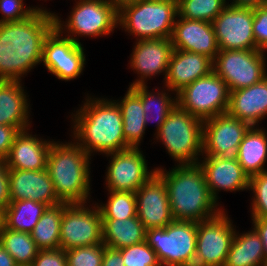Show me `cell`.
Returning <instances> with one entry per match:
<instances>
[{
	"mask_svg": "<svg viewBox=\"0 0 267 266\" xmlns=\"http://www.w3.org/2000/svg\"><path fill=\"white\" fill-rule=\"evenodd\" d=\"M203 123L176 105L154 134L155 139L162 142L177 165L198 164V157L203 155Z\"/></svg>",
	"mask_w": 267,
	"mask_h": 266,
	"instance_id": "8992f818",
	"label": "cell"
},
{
	"mask_svg": "<svg viewBox=\"0 0 267 266\" xmlns=\"http://www.w3.org/2000/svg\"><path fill=\"white\" fill-rule=\"evenodd\" d=\"M0 266H18L14 258L0 244Z\"/></svg>",
	"mask_w": 267,
	"mask_h": 266,
	"instance_id": "7dc6e473",
	"label": "cell"
},
{
	"mask_svg": "<svg viewBox=\"0 0 267 266\" xmlns=\"http://www.w3.org/2000/svg\"><path fill=\"white\" fill-rule=\"evenodd\" d=\"M197 223L173 220L163 228L146 230V242L162 266H194Z\"/></svg>",
	"mask_w": 267,
	"mask_h": 266,
	"instance_id": "ba28073f",
	"label": "cell"
},
{
	"mask_svg": "<svg viewBox=\"0 0 267 266\" xmlns=\"http://www.w3.org/2000/svg\"><path fill=\"white\" fill-rule=\"evenodd\" d=\"M253 33L258 50L267 49V5L254 8Z\"/></svg>",
	"mask_w": 267,
	"mask_h": 266,
	"instance_id": "ab89813d",
	"label": "cell"
},
{
	"mask_svg": "<svg viewBox=\"0 0 267 266\" xmlns=\"http://www.w3.org/2000/svg\"><path fill=\"white\" fill-rule=\"evenodd\" d=\"M175 95L180 108L204 121L227 113L230 91L226 82L211 71Z\"/></svg>",
	"mask_w": 267,
	"mask_h": 266,
	"instance_id": "9c48e42d",
	"label": "cell"
},
{
	"mask_svg": "<svg viewBox=\"0 0 267 266\" xmlns=\"http://www.w3.org/2000/svg\"><path fill=\"white\" fill-rule=\"evenodd\" d=\"M102 266H125L121 252L118 249L105 247Z\"/></svg>",
	"mask_w": 267,
	"mask_h": 266,
	"instance_id": "ee69618b",
	"label": "cell"
},
{
	"mask_svg": "<svg viewBox=\"0 0 267 266\" xmlns=\"http://www.w3.org/2000/svg\"><path fill=\"white\" fill-rule=\"evenodd\" d=\"M31 266H68L66 252L63 249L39 250Z\"/></svg>",
	"mask_w": 267,
	"mask_h": 266,
	"instance_id": "60d3db41",
	"label": "cell"
},
{
	"mask_svg": "<svg viewBox=\"0 0 267 266\" xmlns=\"http://www.w3.org/2000/svg\"><path fill=\"white\" fill-rule=\"evenodd\" d=\"M135 196L137 217L146 230L166 227L174 220L166 183L157 173L135 192Z\"/></svg>",
	"mask_w": 267,
	"mask_h": 266,
	"instance_id": "e0dca14e",
	"label": "cell"
},
{
	"mask_svg": "<svg viewBox=\"0 0 267 266\" xmlns=\"http://www.w3.org/2000/svg\"><path fill=\"white\" fill-rule=\"evenodd\" d=\"M23 0H0V23L21 21L30 17L39 7H24Z\"/></svg>",
	"mask_w": 267,
	"mask_h": 266,
	"instance_id": "f35d334b",
	"label": "cell"
},
{
	"mask_svg": "<svg viewBox=\"0 0 267 266\" xmlns=\"http://www.w3.org/2000/svg\"><path fill=\"white\" fill-rule=\"evenodd\" d=\"M47 207L44 203L29 199L11 201L5 209L4 226L30 234Z\"/></svg>",
	"mask_w": 267,
	"mask_h": 266,
	"instance_id": "4dcf8cb0",
	"label": "cell"
},
{
	"mask_svg": "<svg viewBox=\"0 0 267 266\" xmlns=\"http://www.w3.org/2000/svg\"><path fill=\"white\" fill-rule=\"evenodd\" d=\"M105 245L96 244L65 250L68 266H102Z\"/></svg>",
	"mask_w": 267,
	"mask_h": 266,
	"instance_id": "8d00e7d4",
	"label": "cell"
},
{
	"mask_svg": "<svg viewBox=\"0 0 267 266\" xmlns=\"http://www.w3.org/2000/svg\"><path fill=\"white\" fill-rule=\"evenodd\" d=\"M253 20V8L228 4L212 21L219 50H258Z\"/></svg>",
	"mask_w": 267,
	"mask_h": 266,
	"instance_id": "5bb4252c",
	"label": "cell"
},
{
	"mask_svg": "<svg viewBox=\"0 0 267 266\" xmlns=\"http://www.w3.org/2000/svg\"><path fill=\"white\" fill-rule=\"evenodd\" d=\"M0 244L14 258L18 266H31L39 249L31 234L7 229H0Z\"/></svg>",
	"mask_w": 267,
	"mask_h": 266,
	"instance_id": "d6a6232c",
	"label": "cell"
},
{
	"mask_svg": "<svg viewBox=\"0 0 267 266\" xmlns=\"http://www.w3.org/2000/svg\"><path fill=\"white\" fill-rule=\"evenodd\" d=\"M21 81L0 80V125L30 130L29 101Z\"/></svg>",
	"mask_w": 267,
	"mask_h": 266,
	"instance_id": "d4e9b609",
	"label": "cell"
},
{
	"mask_svg": "<svg viewBox=\"0 0 267 266\" xmlns=\"http://www.w3.org/2000/svg\"><path fill=\"white\" fill-rule=\"evenodd\" d=\"M138 85L130 87L141 99L143 109H144V121L147 124L148 121L155 120L156 123V132L159 130L161 125L165 122L168 114L176 107L177 97L171 98V94L168 93L171 91L166 87L167 92L163 91H150L148 86ZM169 91V92H168Z\"/></svg>",
	"mask_w": 267,
	"mask_h": 266,
	"instance_id": "f546056e",
	"label": "cell"
},
{
	"mask_svg": "<svg viewBox=\"0 0 267 266\" xmlns=\"http://www.w3.org/2000/svg\"><path fill=\"white\" fill-rule=\"evenodd\" d=\"M121 111L123 135L131 148H139L146 130L144 109L140 97L129 87L123 99L114 100Z\"/></svg>",
	"mask_w": 267,
	"mask_h": 266,
	"instance_id": "83f0119b",
	"label": "cell"
},
{
	"mask_svg": "<svg viewBox=\"0 0 267 266\" xmlns=\"http://www.w3.org/2000/svg\"><path fill=\"white\" fill-rule=\"evenodd\" d=\"M251 125L228 113L204 120L203 156H236Z\"/></svg>",
	"mask_w": 267,
	"mask_h": 266,
	"instance_id": "2e32d148",
	"label": "cell"
},
{
	"mask_svg": "<svg viewBox=\"0 0 267 266\" xmlns=\"http://www.w3.org/2000/svg\"><path fill=\"white\" fill-rule=\"evenodd\" d=\"M177 2L179 17L210 23L229 4L226 0H177Z\"/></svg>",
	"mask_w": 267,
	"mask_h": 266,
	"instance_id": "e575fe53",
	"label": "cell"
},
{
	"mask_svg": "<svg viewBox=\"0 0 267 266\" xmlns=\"http://www.w3.org/2000/svg\"><path fill=\"white\" fill-rule=\"evenodd\" d=\"M52 141L20 131L5 159L9 169L45 170Z\"/></svg>",
	"mask_w": 267,
	"mask_h": 266,
	"instance_id": "603a6c76",
	"label": "cell"
},
{
	"mask_svg": "<svg viewBox=\"0 0 267 266\" xmlns=\"http://www.w3.org/2000/svg\"><path fill=\"white\" fill-rule=\"evenodd\" d=\"M156 173L166 183L174 220L198 223L222 211L208 189L199 164H178L169 171L156 168Z\"/></svg>",
	"mask_w": 267,
	"mask_h": 266,
	"instance_id": "3957f363",
	"label": "cell"
},
{
	"mask_svg": "<svg viewBox=\"0 0 267 266\" xmlns=\"http://www.w3.org/2000/svg\"><path fill=\"white\" fill-rule=\"evenodd\" d=\"M63 217V202L48 206L31 234L39 250L60 249V228Z\"/></svg>",
	"mask_w": 267,
	"mask_h": 266,
	"instance_id": "1f68e13d",
	"label": "cell"
},
{
	"mask_svg": "<svg viewBox=\"0 0 267 266\" xmlns=\"http://www.w3.org/2000/svg\"><path fill=\"white\" fill-rule=\"evenodd\" d=\"M5 209L0 206V229L4 227Z\"/></svg>",
	"mask_w": 267,
	"mask_h": 266,
	"instance_id": "c3c4849f",
	"label": "cell"
},
{
	"mask_svg": "<svg viewBox=\"0 0 267 266\" xmlns=\"http://www.w3.org/2000/svg\"><path fill=\"white\" fill-rule=\"evenodd\" d=\"M9 188L11 201L29 199L48 206L61 203L46 169H9Z\"/></svg>",
	"mask_w": 267,
	"mask_h": 266,
	"instance_id": "44dd1931",
	"label": "cell"
},
{
	"mask_svg": "<svg viewBox=\"0 0 267 266\" xmlns=\"http://www.w3.org/2000/svg\"><path fill=\"white\" fill-rule=\"evenodd\" d=\"M232 220L224 209L216 216L197 223L194 266H224L235 236Z\"/></svg>",
	"mask_w": 267,
	"mask_h": 266,
	"instance_id": "7c38bea8",
	"label": "cell"
},
{
	"mask_svg": "<svg viewBox=\"0 0 267 266\" xmlns=\"http://www.w3.org/2000/svg\"><path fill=\"white\" fill-rule=\"evenodd\" d=\"M198 164L204 171L208 189L218 202V192L249 190L250 177L239 164L236 156H203Z\"/></svg>",
	"mask_w": 267,
	"mask_h": 266,
	"instance_id": "d6986e66",
	"label": "cell"
},
{
	"mask_svg": "<svg viewBox=\"0 0 267 266\" xmlns=\"http://www.w3.org/2000/svg\"><path fill=\"white\" fill-rule=\"evenodd\" d=\"M72 117L73 138L88 155L108 154L131 148L123 135V119L118 104L111 99L86 97Z\"/></svg>",
	"mask_w": 267,
	"mask_h": 266,
	"instance_id": "7a4b0ae2",
	"label": "cell"
},
{
	"mask_svg": "<svg viewBox=\"0 0 267 266\" xmlns=\"http://www.w3.org/2000/svg\"><path fill=\"white\" fill-rule=\"evenodd\" d=\"M224 266H265L263 243L254 228L235 236Z\"/></svg>",
	"mask_w": 267,
	"mask_h": 266,
	"instance_id": "f1b7e54d",
	"label": "cell"
},
{
	"mask_svg": "<svg viewBox=\"0 0 267 266\" xmlns=\"http://www.w3.org/2000/svg\"><path fill=\"white\" fill-rule=\"evenodd\" d=\"M231 3L229 5L235 6V7H244V8H256L261 5L266 4V0H233L230 1Z\"/></svg>",
	"mask_w": 267,
	"mask_h": 266,
	"instance_id": "bcb514c9",
	"label": "cell"
},
{
	"mask_svg": "<svg viewBox=\"0 0 267 266\" xmlns=\"http://www.w3.org/2000/svg\"><path fill=\"white\" fill-rule=\"evenodd\" d=\"M103 244L120 249L146 241V229L138 217L127 219H102Z\"/></svg>",
	"mask_w": 267,
	"mask_h": 266,
	"instance_id": "4316f807",
	"label": "cell"
},
{
	"mask_svg": "<svg viewBox=\"0 0 267 266\" xmlns=\"http://www.w3.org/2000/svg\"><path fill=\"white\" fill-rule=\"evenodd\" d=\"M107 203L97 204L102 219L125 220L137 216L136 196L134 192L108 190Z\"/></svg>",
	"mask_w": 267,
	"mask_h": 266,
	"instance_id": "836d02e7",
	"label": "cell"
},
{
	"mask_svg": "<svg viewBox=\"0 0 267 266\" xmlns=\"http://www.w3.org/2000/svg\"><path fill=\"white\" fill-rule=\"evenodd\" d=\"M10 202L9 168L5 160L0 158V206L6 209Z\"/></svg>",
	"mask_w": 267,
	"mask_h": 266,
	"instance_id": "7bdbcfd3",
	"label": "cell"
},
{
	"mask_svg": "<svg viewBox=\"0 0 267 266\" xmlns=\"http://www.w3.org/2000/svg\"><path fill=\"white\" fill-rule=\"evenodd\" d=\"M266 56L261 50H219L213 71L222 78L229 91L247 88L267 76Z\"/></svg>",
	"mask_w": 267,
	"mask_h": 266,
	"instance_id": "30bf717a",
	"label": "cell"
},
{
	"mask_svg": "<svg viewBox=\"0 0 267 266\" xmlns=\"http://www.w3.org/2000/svg\"><path fill=\"white\" fill-rule=\"evenodd\" d=\"M257 127L249 128L236 154L239 164L249 177L267 170V132Z\"/></svg>",
	"mask_w": 267,
	"mask_h": 266,
	"instance_id": "484cf974",
	"label": "cell"
},
{
	"mask_svg": "<svg viewBox=\"0 0 267 266\" xmlns=\"http://www.w3.org/2000/svg\"><path fill=\"white\" fill-rule=\"evenodd\" d=\"M253 228L259 234L265 253V265H267V218H252Z\"/></svg>",
	"mask_w": 267,
	"mask_h": 266,
	"instance_id": "f6af8a7d",
	"label": "cell"
},
{
	"mask_svg": "<svg viewBox=\"0 0 267 266\" xmlns=\"http://www.w3.org/2000/svg\"><path fill=\"white\" fill-rule=\"evenodd\" d=\"M227 113L251 126H259L267 115V76L247 88L231 91Z\"/></svg>",
	"mask_w": 267,
	"mask_h": 266,
	"instance_id": "cb8c5ba5",
	"label": "cell"
},
{
	"mask_svg": "<svg viewBox=\"0 0 267 266\" xmlns=\"http://www.w3.org/2000/svg\"><path fill=\"white\" fill-rule=\"evenodd\" d=\"M130 57V67L139 75V79L129 87L145 85L147 78L168 72V65L174 50L171 38L137 40ZM146 80V81H145Z\"/></svg>",
	"mask_w": 267,
	"mask_h": 266,
	"instance_id": "ac0fdd59",
	"label": "cell"
},
{
	"mask_svg": "<svg viewBox=\"0 0 267 266\" xmlns=\"http://www.w3.org/2000/svg\"><path fill=\"white\" fill-rule=\"evenodd\" d=\"M177 19L171 36L173 48L202 54L214 60L219 48L212 23L179 16Z\"/></svg>",
	"mask_w": 267,
	"mask_h": 266,
	"instance_id": "ffe728a7",
	"label": "cell"
},
{
	"mask_svg": "<svg viewBox=\"0 0 267 266\" xmlns=\"http://www.w3.org/2000/svg\"><path fill=\"white\" fill-rule=\"evenodd\" d=\"M41 62L59 80H74L84 70V47L54 27L45 38Z\"/></svg>",
	"mask_w": 267,
	"mask_h": 266,
	"instance_id": "4fadbf2b",
	"label": "cell"
},
{
	"mask_svg": "<svg viewBox=\"0 0 267 266\" xmlns=\"http://www.w3.org/2000/svg\"><path fill=\"white\" fill-rule=\"evenodd\" d=\"M118 250L125 266H162L156 252L146 241Z\"/></svg>",
	"mask_w": 267,
	"mask_h": 266,
	"instance_id": "d590c367",
	"label": "cell"
},
{
	"mask_svg": "<svg viewBox=\"0 0 267 266\" xmlns=\"http://www.w3.org/2000/svg\"><path fill=\"white\" fill-rule=\"evenodd\" d=\"M20 133L17 127L0 125V158L6 159L15 137Z\"/></svg>",
	"mask_w": 267,
	"mask_h": 266,
	"instance_id": "b9f144b4",
	"label": "cell"
},
{
	"mask_svg": "<svg viewBox=\"0 0 267 266\" xmlns=\"http://www.w3.org/2000/svg\"><path fill=\"white\" fill-rule=\"evenodd\" d=\"M142 153L140 148H129L105 154L111 156L105 177L107 190L135 193L156 173V168L149 172Z\"/></svg>",
	"mask_w": 267,
	"mask_h": 266,
	"instance_id": "9a60e30c",
	"label": "cell"
},
{
	"mask_svg": "<svg viewBox=\"0 0 267 266\" xmlns=\"http://www.w3.org/2000/svg\"><path fill=\"white\" fill-rule=\"evenodd\" d=\"M251 218H267V170L250 177Z\"/></svg>",
	"mask_w": 267,
	"mask_h": 266,
	"instance_id": "74e56055",
	"label": "cell"
},
{
	"mask_svg": "<svg viewBox=\"0 0 267 266\" xmlns=\"http://www.w3.org/2000/svg\"><path fill=\"white\" fill-rule=\"evenodd\" d=\"M75 2L65 23L56 14L54 21L55 27L61 33L67 32L66 36L77 44H81L77 36L101 37L110 35L117 28L118 5L112 0H75Z\"/></svg>",
	"mask_w": 267,
	"mask_h": 266,
	"instance_id": "52a82bcc",
	"label": "cell"
},
{
	"mask_svg": "<svg viewBox=\"0 0 267 266\" xmlns=\"http://www.w3.org/2000/svg\"><path fill=\"white\" fill-rule=\"evenodd\" d=\"M112 1L115 2L117 5H120L121 3L131 1V0H112Z\"/></svg>",
	"mask_w": 267,
	"mask_h": 266,
	"instance_id": "681fc988",
	"label": "cell"
},
{
	"mask_svg": "<svg viewBox=\"0 0 267 266\" xmlns=\"http://www.w3.org/2000/svg\"><path fill=\"white\" fill-rule=\"evenodd\" d=\"M90 160L91 156L74 139L66 143L52 141L46 170L61 202L88 205L91 190Z\"/></svg>",
	"mask_w": 267,
	"mask_h": 266,
	"instance_id": "277c9868",
	"label": "cell"
},
{
	"mask_svg": "<svg viewBox=\"0 0 267 266\" xmlns=\"http://www.w3.org/2000/svg\"><path fill=\"white\" fill-rule=\"evenodd\" d=\"M54 27V13L41 6L24 20L0 23V80L22 81L42 63L43 44Z\"/></svg>",
	"mask_w": 267,
	"mask_h": 266,
	"instance_id": "6da1fadb",
	"label": "cell"
},
{
	"mask_svg": "<svg viewBox=\"0 0 267 266\" xmlns=\"http://www.w3.org/2000/svg\"><path fill=\"white\" fill-rule=\"evenodd\" d=\"M213 71V60L208 56L174 49L169 61L168 72L163 82L173 94L195 80L208 75Z\"/></svg>",
	"mask_w": 267,
	"mask_h": 266,
	"instance_id": "7402d4cb",
	"label": "cell"
},
{
	"mask_svg": "<svg viewBox=\"0 0 267 266\" xmlns=\"http://www.w3.org/2000/svg\"><path fill=\"white\" fill-rule=\"evenodd\" d=\"M63 202V217L60 228V249L103 243V220L97 204Z\"/></svg>",
	"mask_w": 267,
	"mask_h": 266,
	"instance_id": "8fae6325",
	"label": "cell"
},
{
	"mask_svg": "<svg viewBox=\"0 0 267 266\" xmlns=\"http://www.w3.org/2000/svg\"><path fill=\"white\" fill-rule=\"evenodd\" d=\"M177 0H131L118 5V25L137 40L171 38Z\"/></svg>",
	"mask_w": 267,
	"mask_h": 266,
	"instance_id": "5b68a950",
	"label": "cell"
}]
</instances>
